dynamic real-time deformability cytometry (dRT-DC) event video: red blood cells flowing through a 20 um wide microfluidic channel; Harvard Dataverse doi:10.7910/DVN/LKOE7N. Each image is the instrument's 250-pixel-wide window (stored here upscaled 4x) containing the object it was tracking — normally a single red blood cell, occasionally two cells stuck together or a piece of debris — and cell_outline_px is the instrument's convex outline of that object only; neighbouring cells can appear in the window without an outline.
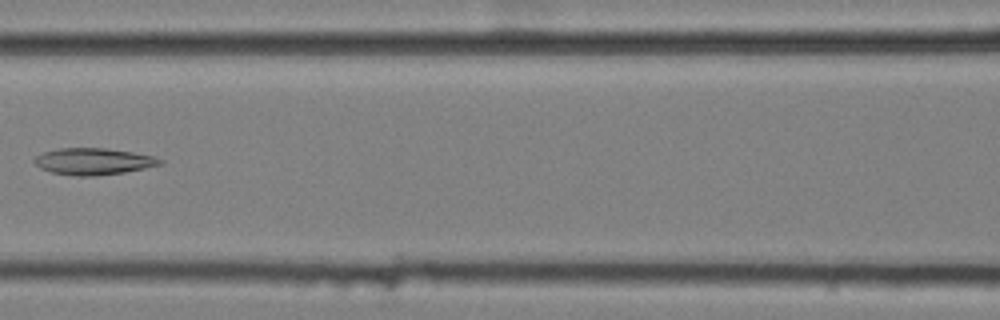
{"species": "common noctule bat (a hibernating species)", "species_latin": "Nyctalus noctula", "temperature_condition": "cold", "stored_images_in_passage": 13, "camera_frame_rate_fps": 3000, "um_per_image_px": 0.085, "animal": {"sex": "female", "body_mass_g": 25.1}, "frame": {"image": 1, "passage_image": 6, "time_ms": 1.667, "image_size_px": [1000, 320], "cell_outline_px": [[164, 164], [124, 172], [96, 176], [72, 176], [52, 172], [40, 168], [32, 160], [36, 156], [44, 152], [60, 148], [104, 148], [132, 152], [156, 156], [164, 160]], "centroid_in_image_um": [7.97, 13.72], "position_along_channel_um": 158.6, "area_um2": 19.59}}
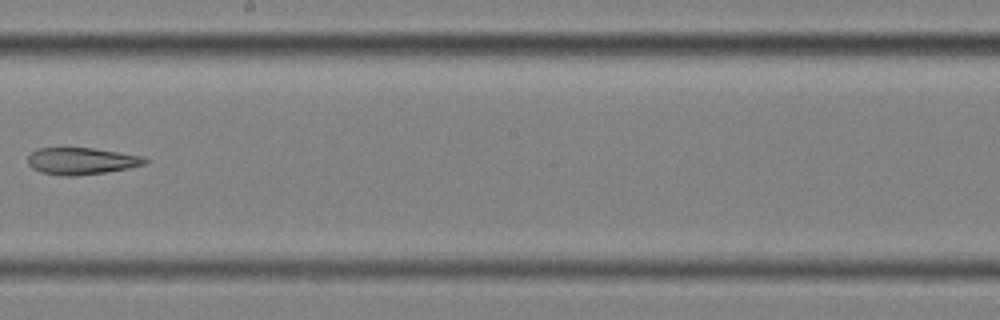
{"frame": {"image": 2, "passage_image": 8, "time_ms": 2.333, "image_size_px": [1000, 320], "cell_outline_px": [[148, 160], [144, 164], [128, 168], [104, 172], [76, 176], [60, 176], [40, 172], [32, 168], [28, 164], [28, 156], [32, 152], [40, 148], [92, 148], [144, 156]], "centroid_in_image_um": [6.9, 13.69], "position_along_channel_um": 241.3, "area_um2": 18.26}}
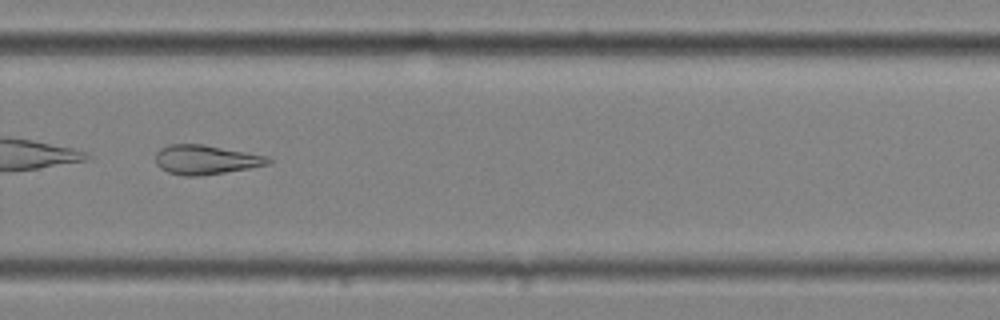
{"frame": {"image": 3, "passage_image": 10, "time_ms": 3.0, "image_size_px": [1000, 320], "cell_outline_px": [[272, 160], [268, 164], [248, 168], [224, 172], [196, 176], [184, 176], [168, 172], [160, 168], [156, 164], [156, 152], [160, 148], [168, 144], [204, 144], [268, 156]], "centroid_in_image_um": [17.45, 13.56], "position_along_channel_um": 312.3, "area_um2": 19.19}}